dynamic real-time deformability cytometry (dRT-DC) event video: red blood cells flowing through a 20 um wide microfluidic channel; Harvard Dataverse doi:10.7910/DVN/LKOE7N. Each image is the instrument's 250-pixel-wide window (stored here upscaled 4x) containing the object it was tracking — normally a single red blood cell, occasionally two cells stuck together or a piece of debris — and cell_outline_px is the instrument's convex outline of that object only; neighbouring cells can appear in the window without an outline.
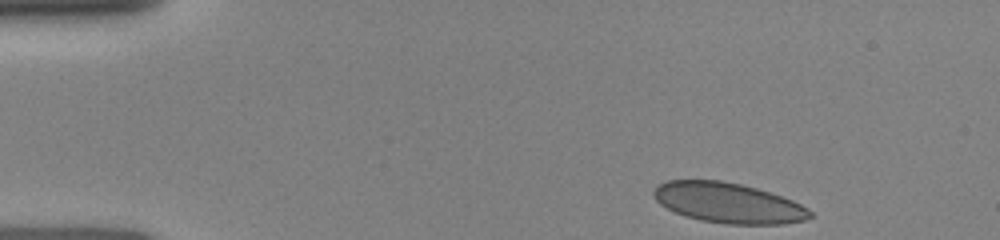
{"species": "human", "species_latin": "Homo sapiens", "temperature_condition": "room temperature", "stored_images_in_passage": 8, "camera_frame_rate_fps": 3000, "um_per_image_px": 0.085, "donor": {"sex": "female"}, "frame": {"image": 1, "passage_image": 1, "time_ms": 0.0, "image_size_px": [1000, 240], "cell_outline_px": [[812, 216], [804, 220], [784, 224], [728, 224], [700, 220], [684, 216], [660, 204], [656, 200], [652, 192], [656, 184], [668, 180], [720, 180], [740, 184], [756, 188], [792, 200], [808, 208], [812, 212]], "centroid_in_image_um": [61.87, 17.24], "position_along_channel_um": 23.1, "area_um2": 36.59}}
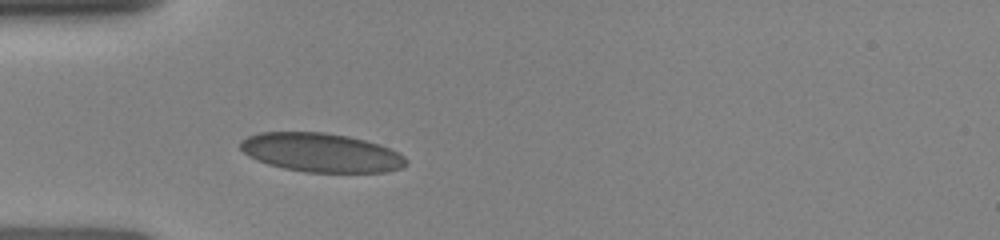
{"frame": {"image": 2, "passage_image": 8, "time_ms": 2.667, "image_size_px": [1000, 240], "cell_outline_px": [[408, 164], [404, 168], [388, 172], [304, 172], [284, 168], [268, 164], [256, 160], [248, 156], [240, 148], [240, 140], [248, 136], [260, 132], [324, 132], [348, 136], [380, 144], [400, 152], [408, 160]], "centroid_in_image_um": [27.33, 12.97], "position_along_channel_um": 57.7, "area_um2": 37.92}}